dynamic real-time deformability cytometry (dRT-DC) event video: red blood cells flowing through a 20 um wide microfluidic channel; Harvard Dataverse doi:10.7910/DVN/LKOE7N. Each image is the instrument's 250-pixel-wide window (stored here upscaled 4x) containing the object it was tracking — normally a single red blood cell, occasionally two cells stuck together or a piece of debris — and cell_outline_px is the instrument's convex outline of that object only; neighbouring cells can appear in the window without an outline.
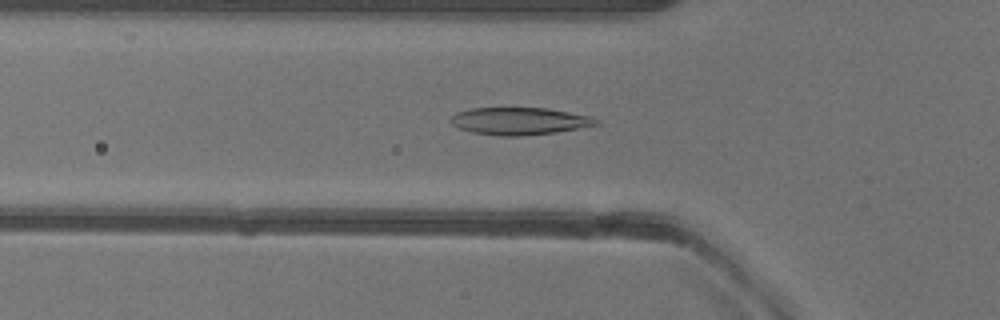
{"species": "common noctule bat (a hibernating species)", "species_latin": "Nyctalus noctula", "temperature_condition": "warm", "stored_images_in_passage": 51, "camera_frame_rate_fps": 3000, "um_per_image_px": 0.085, "animal": {"sex": "female"}, "frame": {"image": 1, "passage_image": 17, "time_ms": 5.333, "image_size_px": [1000, 320], "cell_outline_px": [[600, 124], [580, 128], [556, 132], [520, 136], [500, 136], [472, 132], [460, 128], [452, 124], [452, 116], [456, 112], [472, 108], [548, 108], [588, 116], [600, 120]], "centroid_in_image_um": [44.17, 10.29], "position_along_channel_um": 81.6, "area_um2": 23.0}}
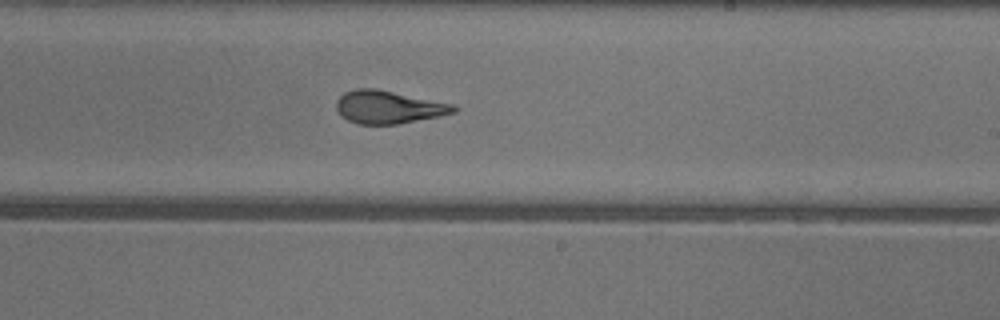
{"frame": {"image": 2, "passage_image": 30, "time_ms": 9.667, "image_size_px": [1000, 320], "cell_outline_px": [[456, 112], [440, 116], [396, 124], [360, 124], [348, 120], [336, 108], [336, 100], [344, 92], [356, 88], [376, 88], [452, 104], [456, 108]], "centroid_in_image_um": [33.0, 9.09], "position_along_channel_um": 256.0, "area_um2": 22.2}}
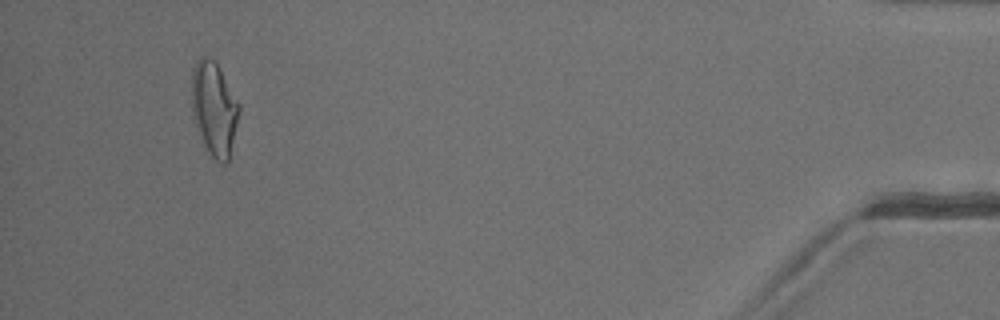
{"frame": {"image": 3, "passage_image": 48, "time_ms": 15.667, "image_size_px": [1000, 320], "cell_outline_px": [[240, 112], [228, 160], [224, 164], [220, 164], [208, 152], [204, 144], [196, 124], [192, 112], [192, 68], [196, 60], [200, 56], [204, 56], [216, 60], [240, 104]], "centroid_in_image_um": [18.21, 9.18], "position_along_channel_um": 417.0, "area_um2": 25.95}, "authors_computed_cell_mechanics": {"area_um2": 23.0622, "velocity_mm_per_s": 3.9901, "shape_relaxation_time_tau1_ms": 4.7087, "shape_relaxation_time_tau2_ms": 1.3595, "deformation_change_tau1": 0.1827, "deformation_change_tau2": 0.0885}}